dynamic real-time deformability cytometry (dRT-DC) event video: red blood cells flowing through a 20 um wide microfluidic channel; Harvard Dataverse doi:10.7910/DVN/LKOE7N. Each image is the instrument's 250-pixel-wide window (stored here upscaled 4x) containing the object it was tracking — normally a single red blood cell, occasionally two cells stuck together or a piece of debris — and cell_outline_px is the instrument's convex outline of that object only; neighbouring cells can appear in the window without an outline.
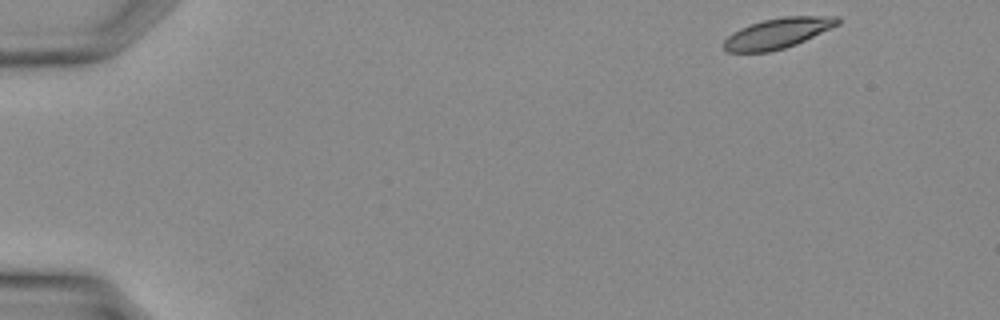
{"species": "Egyptian fruit bat (a non-hibernating species)", "species_latin": "Rousettus aegyptiacus", "temperature_condition": "warm", "stored_images_in_passage": 35, "camera_frame_rate_fps": 3000, "um_per_image_px": 0.085, "animal": {"sex": "female"}, "frame": {"image": 1, "passage_image": 1, "time_ms": 0.0, "image_size_px": [1000, 320], "cell_outline_px": [[840, 24], [796, 44], [772, 52], [728, 52], [724, 48], [724, 40], [732, 32], [740, 28], [764, 20], [784, 16], [840, 16]], "centroid_in_image_um": [66.12, 2.82], "position_along_channel_um": 18.9, "area_um2": 20.06}}
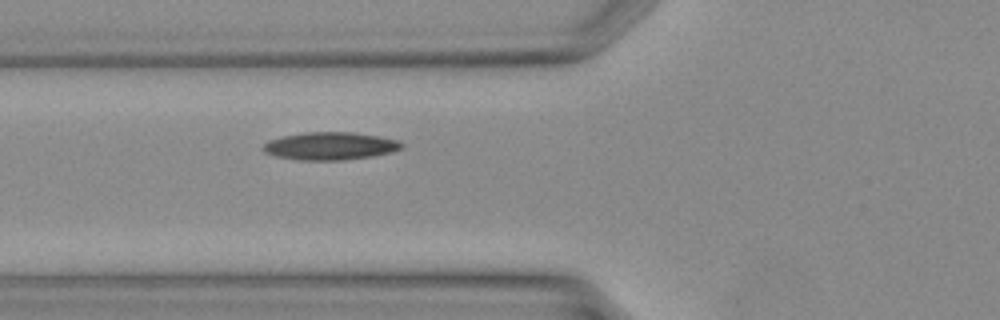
{"frame": {"image": 2, "passage_image": 12, "time_ms": 3.667, "image_size_px": [1000, 320], "cell_outline_px": [[404, 148], [392, 152], [372, 156], [344, 160], [300, 160], [276, 156], [264, 152], [260, 148], [268, 140], [280, 136], [304, 132], [352, 132], [380, 136], [400, 140], [404, 144]], "centroid_in_image_um": [28.08, 12.4], "position_along_channel_um": 97.7, "area_um2": 22.72}}
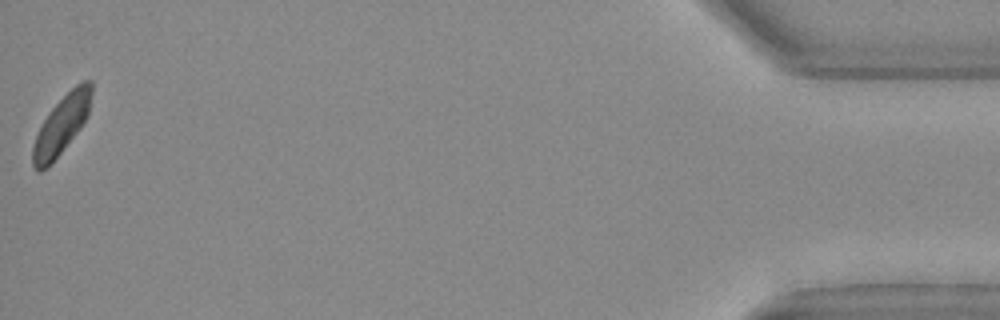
{"frame": {"image": 3, "passage_image": 35, "time_ms": 11.333, "image_size_px": [1000, 320], "cell_outline_px": [[92, 92], [88, 116], [80, 128], [60, 152], [40, 172], [36, 172], [32, 164], [32, 148], [36, 136], [44, 120], [52, 108], [76, 84], [84, 80], [92, 80]], "centroid_in_image_um": [5.25, 10.58], "position_along_channel_um": 430.0, "area_um2": 19.42}}